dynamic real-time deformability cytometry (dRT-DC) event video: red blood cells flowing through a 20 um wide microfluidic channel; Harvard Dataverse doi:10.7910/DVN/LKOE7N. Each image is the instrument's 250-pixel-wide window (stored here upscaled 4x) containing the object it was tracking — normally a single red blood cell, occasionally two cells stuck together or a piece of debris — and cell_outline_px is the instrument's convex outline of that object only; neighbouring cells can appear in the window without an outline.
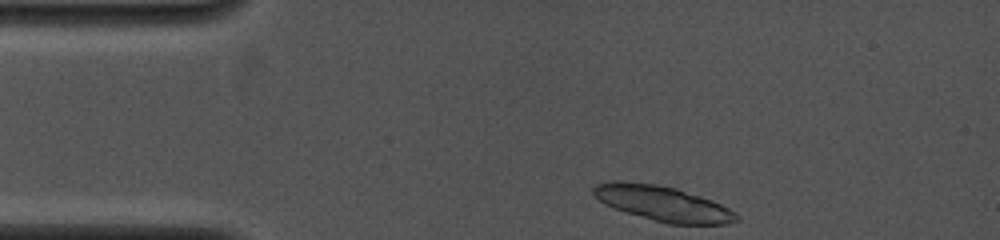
{"species": "common noctule bat (a hibernating species)", "species_latin": "Nyctalus noctula", "temperature_condition": "cold", "stored_images_in_passage": 4, "camera_frame_rate_fps": 4000, "um_per_image_px": 0.085, "animal": {"sex": "female", "body_mass_g": 19.0, "forearm_length_mm": 53.3}, "frame": {"image": 1, "passage_image": 1, "time_ms": 0.0, "image_size_px": [1000, 240], "cell_outline_px": [[740, 220], [728, 224], [668, 224], [652, 220], [604, 204], [592, 192], [592, 188], [596, 184], [612, 180], [620, 180], [656, 184], [676, 188], [712, 200], [736, 212], [740, 216]], "centroid_in_image_um": [56.36, 17.29], "position_along_channel_um": 28.6, "area_um2": 29.3}}